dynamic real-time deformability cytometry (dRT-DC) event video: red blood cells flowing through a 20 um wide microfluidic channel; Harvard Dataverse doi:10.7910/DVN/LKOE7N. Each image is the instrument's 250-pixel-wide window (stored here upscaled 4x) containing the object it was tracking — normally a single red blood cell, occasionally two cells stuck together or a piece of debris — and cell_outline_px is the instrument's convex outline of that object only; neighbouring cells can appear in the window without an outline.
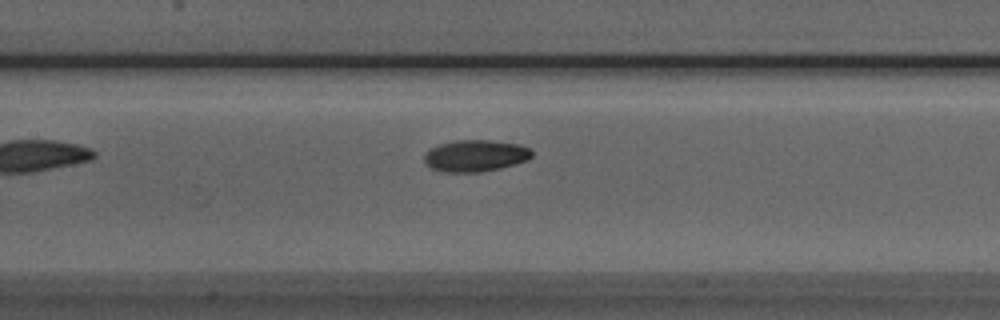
{"species": "Egyptian fruit bat (a non-hibernating species)", "species_latin": "Rousettus aegyptiacus", "temperature_condition": "room temperature", "stored_images_in_passage": 36, "camera_frame_rate_fps": 3000, "um_per_image_px": 0.085, "animal": {"sex": "male"}, "frame": {"image": 1, "passage_image": 8, "time_ms": 2.333, "image_size_px": [1000, 320], "cell_outline_px": [[532, 156], [528, 160], [516, 164], [500, 168], [480, 172], [440, 172], [432, 168], [424, 160], [424, 156], [428, 148], [440, 144], [456, 140], [488, 140], [520, 144], [528, 148], [532, 152]], "centroid_in_image_um": [40.4, 13.24], "position_along_channel_um": 167.0, "area_um2": 19.94}}
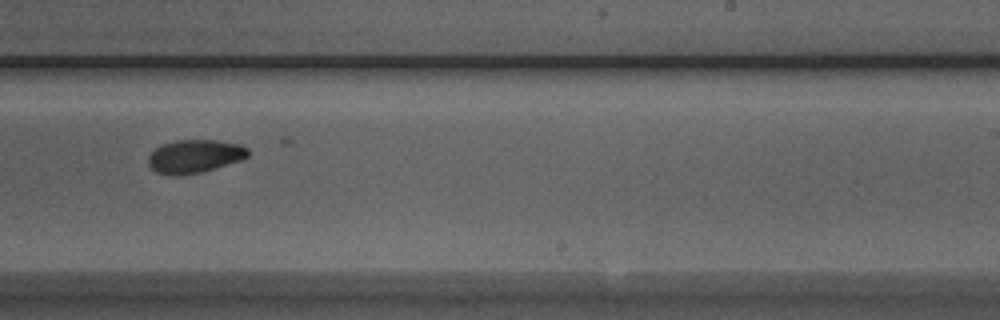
{"frame": {"image": 2, "passage_image": 16, "time_ms": 5.0, "image_size_px": [1000, 320], "cell_outline_px": [[248, 156], [244, 160], [200, 172], [176, 176], [168, 176], [156, 172], [148, 164], [148, 156], [160, 144], [176, 140], [216, 140], [240, 144], [248, 148]], "centroid_in_image_um": [16.54, 13.28], "position_along_channel_um": 272.5, "area_um2": 19.54}}
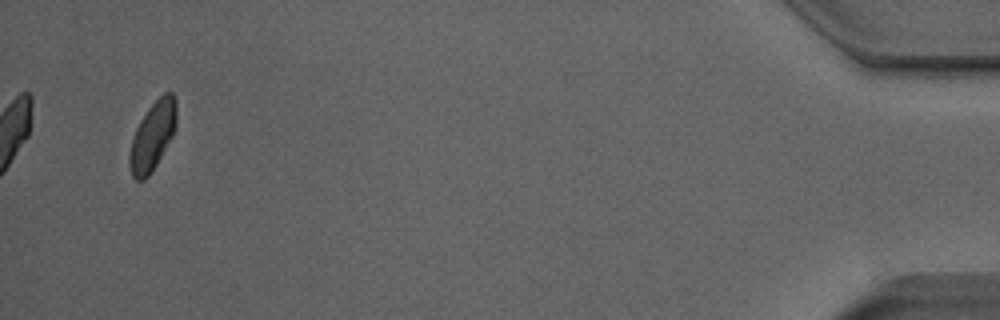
{"frame": {"image": 3, "passage_image": 34, "time_ms": 11.0, "image_size_px": [1000, 320], "cell_outline_px": [[176, 128], [172, 136], [156, 164], [148, 176], [144, 180], [136, 180], [132, 176], [128, 160], [128, 156], [132, 140], [136, 128], [140, 120], [148, 108], [164, 92], [172, 92], [176, 100]], "centroid_in_image_um": [12.96, 11.55], "position_along_channel_um": 422.2, "area_um2": 18.55}}